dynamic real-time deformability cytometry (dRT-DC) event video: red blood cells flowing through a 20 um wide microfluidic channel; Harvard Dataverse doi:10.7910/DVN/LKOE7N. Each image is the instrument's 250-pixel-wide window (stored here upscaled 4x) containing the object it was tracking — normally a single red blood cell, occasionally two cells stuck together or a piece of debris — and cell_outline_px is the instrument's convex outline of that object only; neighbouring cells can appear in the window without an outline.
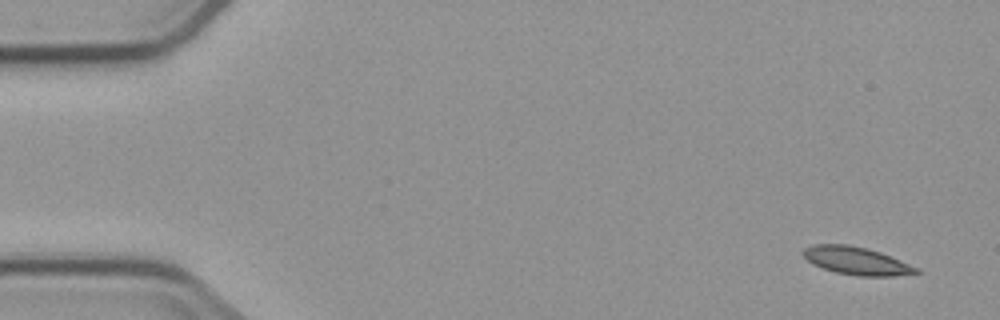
{"species": "common noctule bat (a hibernating species)", "species_latin": "Nyctalus noctula", "temperature_condition": "cold", "stored_images_in_passage": 4, "camera_frame_rate_fps": 3000, "um_per_image_px": 0.085, "animal": {"sex": "male", "body_mass_g": 23.1, "forearm_length_mm": 52.7}, "frame": {"image": 1, "passage_image": 1, "time_ms": 0.0, "image_size_px": [1000, 320], "cell_outline_px": [[920, 272], [892, 276], [856, 276], [836, 272], [812, 264], [804, 256], [804, 248], [812, 244], [848, 244], [880, 252], [920, 268]], "centroid_in_image_um": [72.8, 22.17], "position_along_channel_um": 12.2, "area_um2": 18.15}}
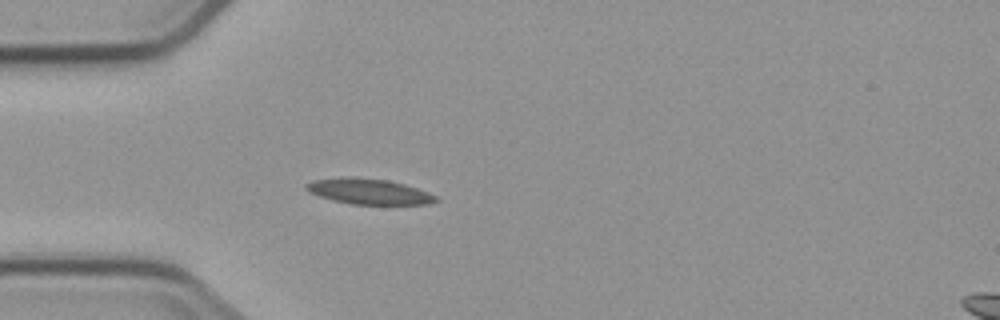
{"frame": {"image": 2, "passage_image": 4, "time_ms": 4.333, "image_size_px": [1000, 320], "cell_outline_px": [[440, 200], [424, 204], [348, 204], [332, 200], [308, 192], [304, 188], [304, 184], [312, 180], [388, 180], [404, 184], [428, 192], [436, 196]], "centroid_in_image_um": [31.39, 16.33], "position_along_channel_um": 53.6, "area_um2": 18.26}}